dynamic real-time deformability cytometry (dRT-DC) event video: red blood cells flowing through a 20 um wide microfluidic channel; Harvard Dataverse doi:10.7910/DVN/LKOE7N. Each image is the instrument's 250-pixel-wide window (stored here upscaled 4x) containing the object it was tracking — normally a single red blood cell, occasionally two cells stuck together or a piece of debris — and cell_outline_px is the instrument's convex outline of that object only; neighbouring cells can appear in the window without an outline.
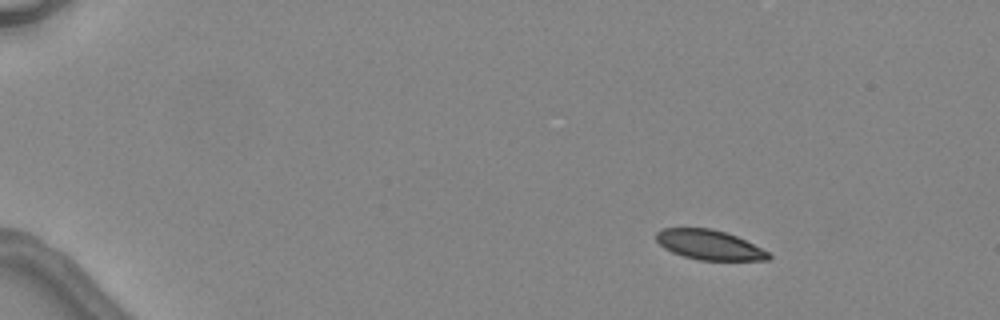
{"species": "common noctule bat (a hibernating species)", "species_latin": "Nyctalus noctula", "temperature_condition": "warm", "stored_images_in_passage": 5, "camera_frame_rate_fps": 3000, "um_per_image_px": 0.085, "animal": {"sex": "female", "body_mass_g": 24.6, "forearm_length_mm": 56.2}, "frame": {"image": 1, "passage_image": 1, "time_ms": 0.0, "image_size_px": [1000, 320], "cell_outline_px": [[772, 256], [768, 260], [700, 260], [684, 256], [672, 252], [664, 248], [656, 240], [656, 232], [664, 228], [712, 228], [736, 236], [768, 252]], "centroid_in_image_um": [60.26, 20.81], "position_along_channel_um": 24.7, "area_um2": 19.25}}
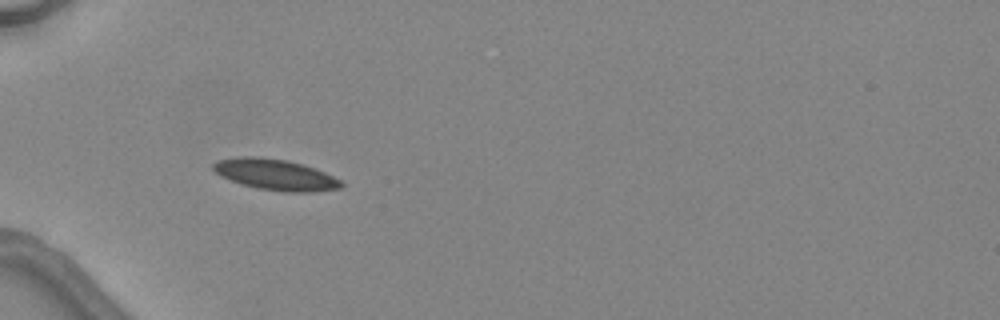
{"frame": {"image": 2, "passage_image": 3, "time_ms": 3.333, "image_size_px": [1000, 320], "cell_outline_px": [[344, 184], [340, 188], [312, 192], [284, 192], [256, 188], [240, 184], [220, 176], [212, 168], [212, 164], [216, 160], [236, 156], [260, 156], [288, 160], [304, 164], [316, 168], [340, 180]], "centroid_in_image_um": [23.37, 14.83], "position_along_channel_um": 61.6, "area_um2": 23.47}}